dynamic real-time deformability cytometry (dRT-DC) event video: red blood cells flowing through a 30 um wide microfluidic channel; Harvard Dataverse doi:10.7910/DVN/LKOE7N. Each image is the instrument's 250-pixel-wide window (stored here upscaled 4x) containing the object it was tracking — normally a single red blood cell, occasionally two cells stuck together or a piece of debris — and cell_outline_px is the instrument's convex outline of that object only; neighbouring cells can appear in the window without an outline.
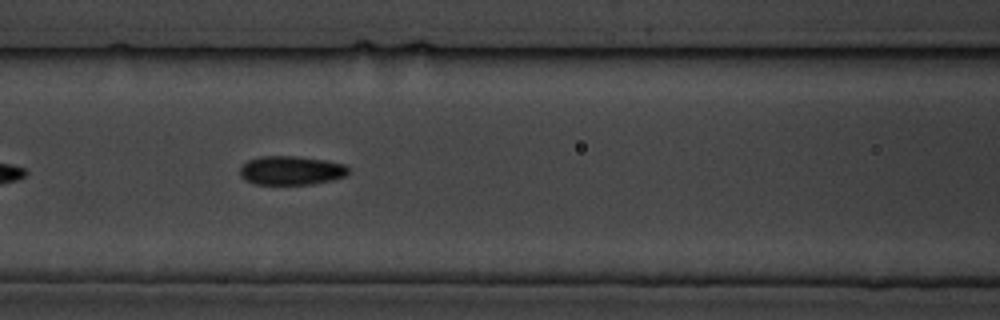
{"species": "common noctule bat (a hibernating species)", "species_latin": "Nyctalus noctula", "temperature_condition": "cold", "stored_images_in_passage": 9, "camera_frame_rate_fps": 3000, "um_per_image_px": 0.085, "animal": {"sex": "male", "body_mass_g": 19.5, "forearm_length_mm": 54.6}, "frame": {"image": 1, "passage_image": 7, "time_ms": 7.667, "image_size_px": [1000, 320], "cell_outline_px": [[348, 172], [344, 176], [332, 180], [312, 184], [256, 184], [240, 176], [240, 168], [248, 160], [260, 156], [296, 156], [324, 160], [344, 164], [348, 168]], "centroid_in_image_um": [24.74, 14.48], "position_along_channel_um": 141.9, "area_um2": 18.09}}
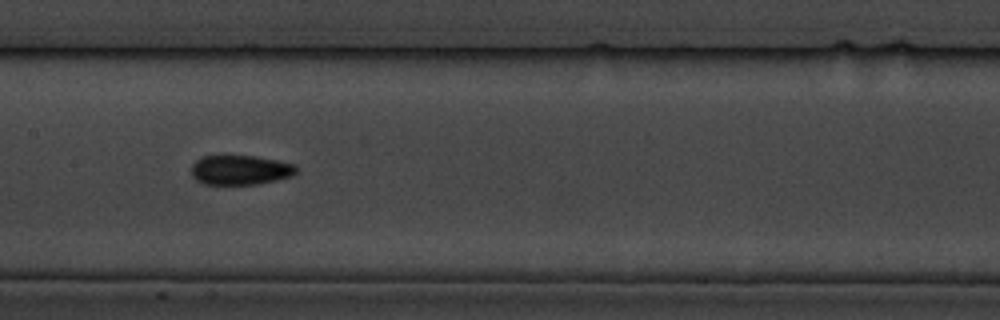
{"frame": {"image": 2, "passage_image": 8, "time_ms": 9.0, "image_size_px": [1000, 320], "cell_outline_px": [[296, 172], [288, 176], [276, 180], [256, 184], [204, 184], [196, 180], [192, 176], [192, 164], [200, 156], [256, 156], [296, 164]], "centroid_in_image_um": [20.39, 14.44], "position_along_channel_um": 187.0, "area_um2": 17.98}}
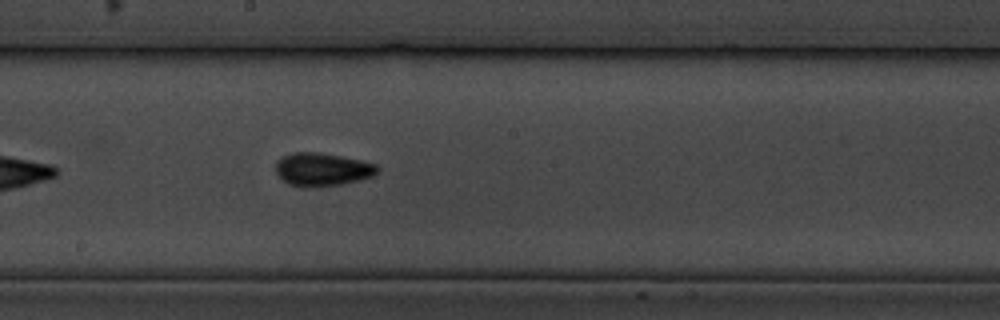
{"frame": {"image": 3, "passage_image": 9, "time_ms": 10.0, "image_size_px": [1000, 320], "cell_outline_px": [[380, 168], [372, 176], [340, 184], [312, 188], [300, 188], [288, 184], [276, 172], [276, 160], [292, 152], [316, 152], [340, 156], [360, 160], [376, 164]], "centroid_in_image_um": [27.35, 14.41], "position_along_channel_um": 220.9, "area_um2": 19.59}}